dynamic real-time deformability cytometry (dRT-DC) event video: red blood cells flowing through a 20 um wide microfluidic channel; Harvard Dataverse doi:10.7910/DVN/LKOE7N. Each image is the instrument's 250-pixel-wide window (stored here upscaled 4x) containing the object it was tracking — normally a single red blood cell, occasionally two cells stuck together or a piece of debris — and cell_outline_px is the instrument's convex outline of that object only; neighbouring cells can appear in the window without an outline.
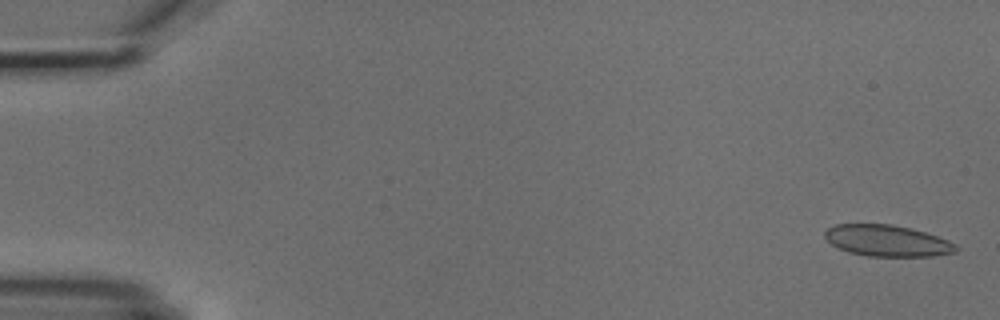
{"species": "common noctule bat (a hibernating species)", "species_latin": "Nyctalus noctula", "temperature_condition": "cold", "stored_images_in_passage": 6, "camera_frame_rate_fps": 3000, "um_per_image_px": 0.085, "animal": {"sex": "male", "body_mass_g": 18.8}, "frame": {"image": 1, "passage_image": 1, "time_ms": 0.0, "image_size_px": [1000, 320], "cell_outline_px": [[960, 248], [956, 252], [932, 256], [868, 256], [848, 252], [832, 244], [824, 236], [824, 232], [828, 228], [836, 224], [892, 224], [912, 228], [948, 240], [956, 244]], "centroid_in_image_um": [75.43, 20.46], "position_along_channel_um": 9.6, "area_um2": 23.93}}